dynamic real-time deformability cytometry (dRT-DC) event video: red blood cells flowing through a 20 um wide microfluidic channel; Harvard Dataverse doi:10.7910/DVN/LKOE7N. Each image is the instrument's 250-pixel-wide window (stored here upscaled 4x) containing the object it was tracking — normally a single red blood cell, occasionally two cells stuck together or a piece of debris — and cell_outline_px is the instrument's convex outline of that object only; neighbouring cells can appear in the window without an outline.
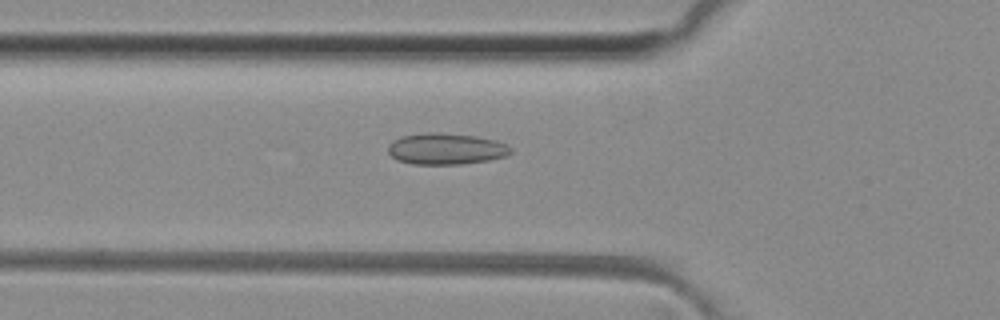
{"species": "common noctule bat (a hibernating species)", "species_latin": "Nyctalus noctula", "temperature_condition": "room temperature", "stored_images_in_passage": 39, "camera_frame_rate_fps": 3000, "um_per_image_px": 0.085, "animal": {"sex": "female", "body_mass_g": 29.2, "forearm_length_mm": 56.3}, "frame": {"image": 1, "passage_image": 6, "time_ms": 1.667, "image_size_px": [1000, 320], "cell_outline_px": [[512, 152], [508, 156], [488, 160], [460, 164], [412, 164], [396, 160], [388, 152], [388, 144], [392, 140], [400, 136], [428, 132], [440, 132], [476, 136], [496, 140], [508, 144], [512, 148]], "centroid_in_image_um": [37.91, 12.64], "position_along_channel_um": 87.9, "area_um2": 22.72}}
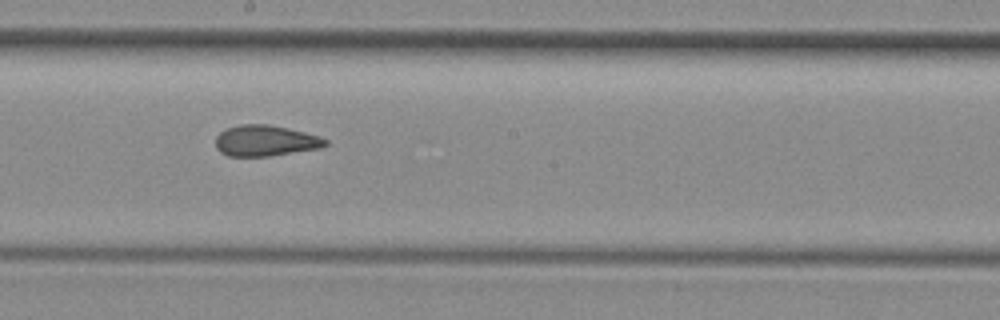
{"frame": {"image": 2, "passage_image": 16, "time_ms": 5.0, "image_size_px": [1000, 320], "cell_outline_px": [[328, 144], [320, 148], [268, 156], [228, 156], [220, 152], [216, 148], [216, 136], [220, 132], [228, 128], [240, 124], [268, 124], [288, 128], [320, 136], [328, 140]], "centroid_in_image_um": [22.56, 11.96], "position_along_channel_um": 225.6, "area_um2": 19.77}}
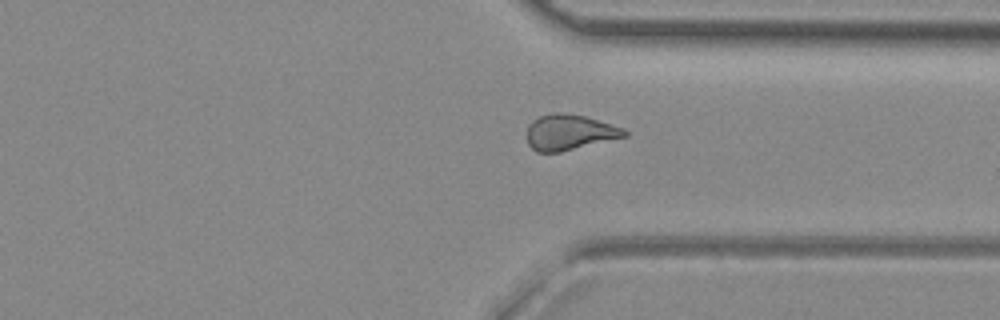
{"frame": {"image": 3, "passage_image": 26, "time_ms": 8.333, "image_size_px": [1000, 320], "cell_outline_px": [[628, 136], [560, 152], [536, 152], [528, 144], [528, 124], [532, 120], [540, 116], [552, 112], [556, 112], [584, 116], [624, 128], [628, 132]], "centroid_in_image_um": [48.4, 11.25], "position_along_channel_um": 363.0, "area_um2": 20.11}, "authors_computed_cell_mechanics": {"area_um2": 20.2878, "velocity_mm_per_s": 4.1233, "shape_relaxation_time_tau1_ms": null, "shape_relaxation_time_tau2_ms": 1.5917, "deformation_change_tau1": null, "deformation_change_tau2": 0.091}}